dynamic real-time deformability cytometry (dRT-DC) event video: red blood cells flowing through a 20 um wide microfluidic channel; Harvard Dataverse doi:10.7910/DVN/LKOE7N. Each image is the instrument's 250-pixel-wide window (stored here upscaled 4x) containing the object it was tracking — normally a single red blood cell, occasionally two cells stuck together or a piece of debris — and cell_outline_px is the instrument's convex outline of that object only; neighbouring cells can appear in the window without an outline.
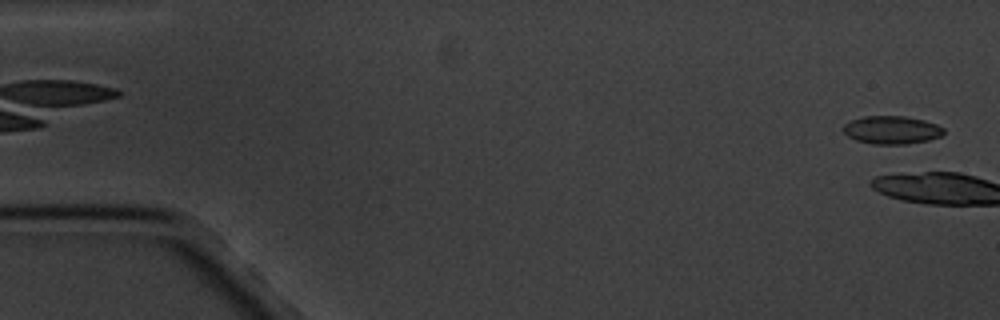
{"species": "common noctule bat (a hibernating species)", "species_latin": "Nyctalus noctula", "temperature_condition": "cold", "stored_images_in_passage": 5, "camera_frame_rate_fps": 3000, "um_per_image_px": 0.085, "animal": {"sex": "male", "body_mass_g": 20.1, "forearm_length_mm": 53.5}, "frame": {"image": 1, "passage_image": 5, "time_ms": 4.667, "image_size_px": [1000, 320], "cell_outline_px": [[944, 132], [940, 136], [928, 140], [908, 144], [872, 144], [856, 140], [848, 136], [844, 132], [844, 124], [852, 120], [864, 116], [904, 116], [924, 120], [936, 124], [944, 128]], "centroid_in_image_um": [75.8, 11.05], "position_along_channel_um": 9.2, "area_um2": 16.36}}